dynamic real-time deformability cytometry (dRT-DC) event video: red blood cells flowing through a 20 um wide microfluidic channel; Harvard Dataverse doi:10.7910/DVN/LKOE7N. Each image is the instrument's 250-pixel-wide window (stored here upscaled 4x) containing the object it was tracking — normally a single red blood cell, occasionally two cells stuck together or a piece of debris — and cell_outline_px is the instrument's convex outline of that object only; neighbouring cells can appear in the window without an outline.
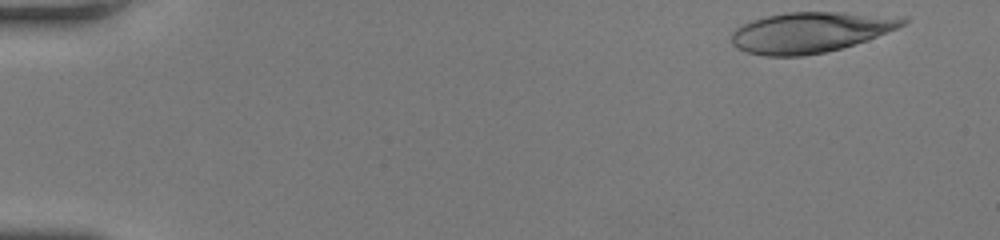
{"species": "human", "species_latin": "Homo sapiens", "temperature_condition": "room temperature", "stored_images_in_passage": 56, "camera_frame_rate_fps": 3000, "um_per_image_px": 0.085, "donor": {"sex": "female"}, "frame": {"image": 1, "passage_image": 1, "time_ms": 0.0, "image_size_px": [1000, 240], "cell_outline_px": [[908, 20], [904, 24], [896, 28], [876, 36], [840, 48], [824, 52], [804, 56], [764, 56], [748, 52], [736, 48], [732, 44], [732, 32], [740, 24], [752, 20], [768, 16], [788, 12], [844, 12], [908, 16]], "centroid_in_image_um": [68.87, 2.73], "position_along_channel_um": 16.1, "area_um2": 40.4}}
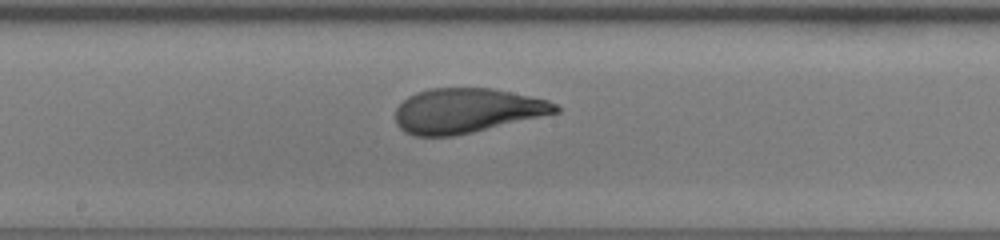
{"frame": {"image": 2, "passage_image": 31, "time_ms": 10.0, "image_size_px": [1000, 240], "cell_outline_px": [[560, 112], [472, 132], [452, 136], [416, 136], [404, 132], [396, 124], [396, 108], [408, 96], [416, 92], [428, 88], [492, 88], [548, 100], [556, 104], [560, 108]], "centroid_in_image_um": [39.65, 9.4], "position_along_channel_um": 208.6, "area_um2": 41.56}}
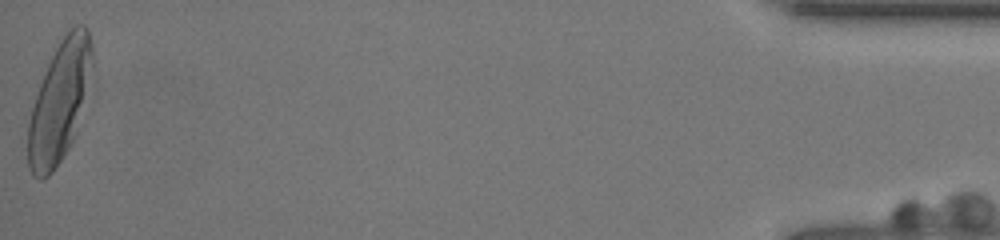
{"frame": {"image": 3, "passage_image": 56, "time_ms": 18.333, "image_size_px": [1000, 240], "cell_outline_px": [[92, 64], [76, 132], [72, 144], [52, 172], [48, 176], [40, 180], [32, 176], [28, 168], [28, 120], [40, 84], [48, 64], [60, 40], [76, 24], [84, 24], [88, 28], [92, 44]], "centroid_in_image_um": [5.04, 8.68], "position_along_channel_um": 430.2, "area_um2": 44.22}, "authors_computed_cell_mechanics": {"area_um2": 41.3848, "velocity_mm_per_s": 3.762, "shape_relaxation_time_tau1_ms": 6.1979, "shape_relaxation_time_tau2_ms": 0.826, "deformation_change_tau1": 0.2446, "deformation_change_tau2": 0.0725}}